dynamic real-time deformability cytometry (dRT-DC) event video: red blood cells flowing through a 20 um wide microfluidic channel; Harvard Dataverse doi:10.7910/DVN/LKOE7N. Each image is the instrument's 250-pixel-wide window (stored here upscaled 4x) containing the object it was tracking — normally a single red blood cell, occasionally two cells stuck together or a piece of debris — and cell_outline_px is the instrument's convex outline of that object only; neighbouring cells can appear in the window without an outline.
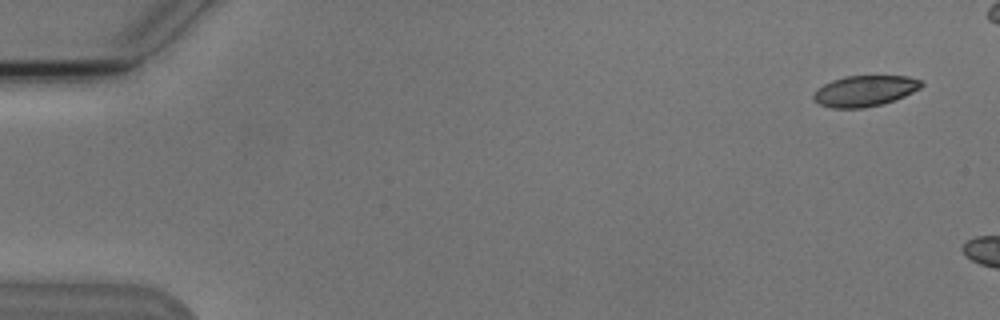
{"species": "Egyptian fruit bat (a non-hibernating species)", "species_latin": "Rousettus aegyptiacus", "temperature_condition": "cold", "stored_images_in_passage": 2, "camera_frame_rate_fps": 3000, "um_per_image_px": 0.085, "animal": {"sex": "male"}, "frame": {"image": 1, "passage_image": 1, "time_ms": 0.0, "image_size_px": [1000, 320], "cell_outline_px": [[924, 84], [920, 88], [904, 96], [884, 104], [864, 108], [832, 108], [820, 104], [812, 100], [812, 96], [816, 88], [832, 80], [844, 76], [908, 76], [920, 80]], "centroid_in_image_um": [73.47, 7.73], "position_along_channel_um": 11.5, "area_um2": 19.54}}